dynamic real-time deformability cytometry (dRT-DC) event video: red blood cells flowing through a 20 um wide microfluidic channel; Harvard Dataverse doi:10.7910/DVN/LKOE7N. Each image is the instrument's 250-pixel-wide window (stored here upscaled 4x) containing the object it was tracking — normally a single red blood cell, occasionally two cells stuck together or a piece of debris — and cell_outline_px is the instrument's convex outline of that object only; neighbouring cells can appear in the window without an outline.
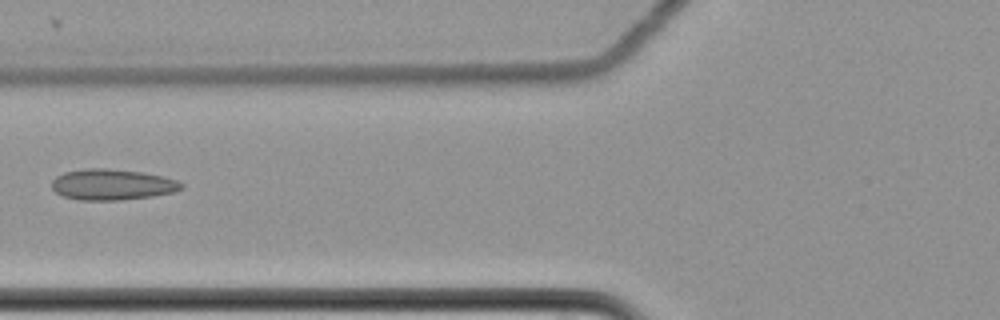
{"species": "common noctule bat (a hibernating species)", "species_latin": "Nyctalus noctula", "temperature_condition": "cold", "stored_images_in_passage": 8, "camera_frame_rate_fps": 3000, "um_per_image_px": 0.085, "animal": {"sex": "female", "body_mass_g": 22.7, "forearm_length_mm": 54.2}, "frame": {"image": 1, "passage_image": 6, "time_ms": 1.667, "image_size_px": [1000, 320], "cell_outline_px": [[184, 188], [172, 192], [152, 196], [120, 200], [80, 200], [64, 196], [56, 192], [52, 188], [52, 180], [56, 176], [64, 172], [88, 168], [104, 168], [140, 172], [164, 176], [176, 180], [184, 184]], "centroid_in_image_um": [9.54, 15.68], "position_along_channel_um": 116.3, "area_um2": 23.24}}
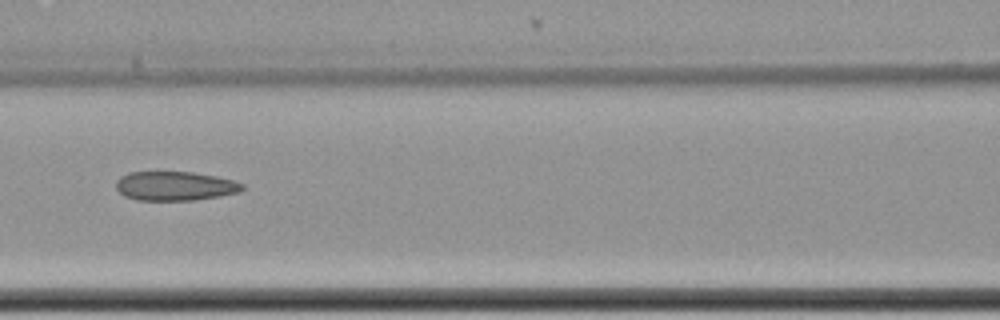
{"frame": {"image": 2, "passage_image": 7, "time_ms": 2.0, "image_size_px": [1000, 320], "cell_outline_px": [[244, 188], [240, 192], [220, 196], [196, 200], [136, 200], [124, 196], [116, 188], [116, 180], [120, 176], [128, 172], [192, 172], [216, 176], [232, 180], [244, 184]], "centroid_in_image_um": [14.86, 15.81], "position_along_channel_um": 151.7, "area_um2": 21.56}}
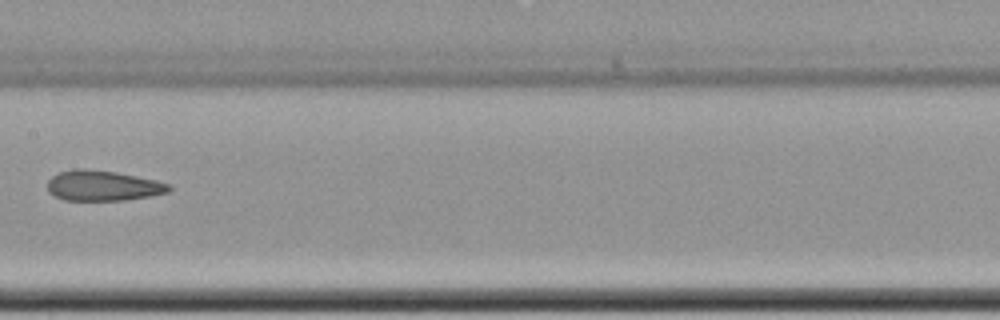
{"frame": {"image": 3, "passage_image": 8, "time_ms": 2.333, "image_size_px": [1000, 320], "cell_outline_px": [[172, 188], [168, 192], [148, 196], [124, 200], [64, 200], [48, 192], [48, 180], [52, 176], [60, 172], [72, 168], [88, 168], [116, 172], [156, 180], [168, 184]], "centroid_in_image_um": [8.71, 15.77], "position_along_channel_um": 198.7, "area_um2": 21.44}}